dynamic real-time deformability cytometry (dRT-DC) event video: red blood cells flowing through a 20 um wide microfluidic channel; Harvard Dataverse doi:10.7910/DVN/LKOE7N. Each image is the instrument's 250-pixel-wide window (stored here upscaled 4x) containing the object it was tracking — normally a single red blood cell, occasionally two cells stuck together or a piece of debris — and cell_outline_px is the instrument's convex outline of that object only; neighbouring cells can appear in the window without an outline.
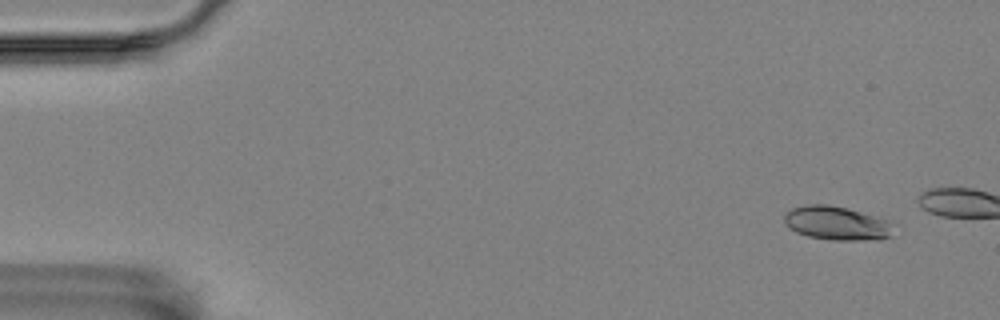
{"species": "Egyptian fruit bat (a non-hibernating species)", "species_latin": "Rousettus aegyptiacus", "temperature_condition": "room temperature", "stored_images_in_passage": 4, "camera_frame_rate_fps": 3000, "um_per_image_px": 0.085, "animal": {"sex": "female"}, "frame": {"image": 1, "passage_image": 2, "time_ms": 0.333, "image_size_px": [1000, 320], "cell_outline_px": [[892, 236], [880, 240], [832, 240], [808, 236], [796, 232], [788, 228], [784, 220], [784, 212], [792, 208], [808, 204], [828, 204], [848, 208], [888, 220]], "centroid_in_image_um": [71.07, 18.97], "position_along_channel_um": 13.9, "area_um2": 21.56}}